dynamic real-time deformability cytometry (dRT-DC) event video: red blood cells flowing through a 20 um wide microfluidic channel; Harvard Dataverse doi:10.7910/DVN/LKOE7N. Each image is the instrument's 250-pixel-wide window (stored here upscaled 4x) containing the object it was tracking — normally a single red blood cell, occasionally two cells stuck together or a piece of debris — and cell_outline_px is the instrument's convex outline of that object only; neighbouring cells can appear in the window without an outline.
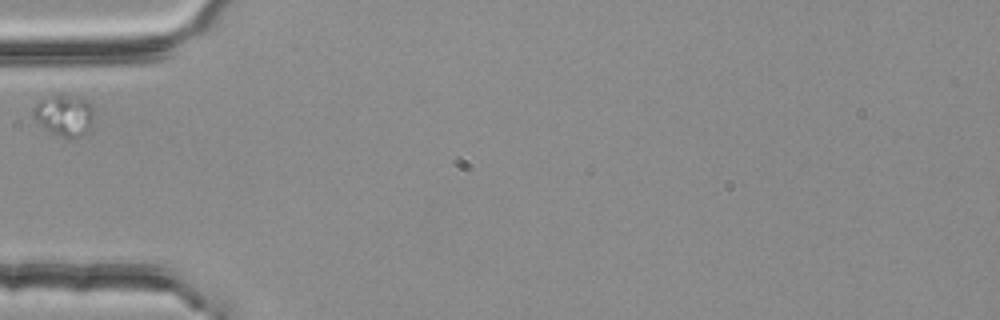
{"species": "common noctule bat (a hibernating species)", "species_latin": "Nyctalus noctula", "temperature_condition": "room temperature", "stored_images_in_passage": 4, "camera_frame_rate_fps": 3000, "um_per_image_px": 0.085, "animal": {"sex": "female", "body_mass_g": 25.1}, "frame": {"image": 1, "passage_image": 1, "time_ms": 0.0, "image_size_px": [1000, 320], "cell_outline_px": [[92, 124], [88, 132], [80, 136], [60, 136], [48, 132], [32, 116], [32, 108], [36, 100], [60, 92], [68, 92], [80, 96], [88, 100], [92, 104]], "centroid_in_image_um": [5.43, 9.71], "position_along_channel_um": 79.6, "area_um2": 15.32}}